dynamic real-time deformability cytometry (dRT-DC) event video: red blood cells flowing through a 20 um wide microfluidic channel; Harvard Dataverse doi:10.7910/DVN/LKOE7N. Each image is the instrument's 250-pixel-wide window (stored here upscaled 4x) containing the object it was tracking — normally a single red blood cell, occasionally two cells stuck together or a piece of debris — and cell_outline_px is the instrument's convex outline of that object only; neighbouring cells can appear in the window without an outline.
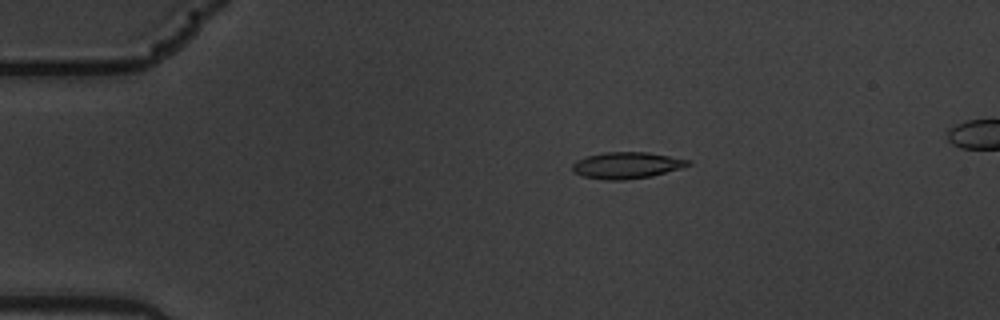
{"species": "common noctule bat (a hibernating species)", "species_latin": "Nyctalus noctula", "temperature_condition": "warm", "stored_images_in_passage": 60, "segment_of_instrument_passage": [1, 2], "camera_frame_rate_fps": 3000, "um_per_image_px": 0.085, "animal": {"sex": "male", "body_mass_g": 19.5, "forearm_length_mm": 54.6}, "frame": {"image": 1, "passage_image": 12, "time_ms": 3.667, "image_size_px": [1000, 320], "cell_outline_px": [[692, 164], [680, 168], [652, 176], [624, 180], [604, 180], [584, 176], [572, 172], [572, 164], [576, 160], [588, 156], [604, 152], [648, 152], [692, 160]], "centroid_in_image_um": [53.27, 14.05], "position_along_channel_um": 31.7, "area_um2": 17.92}}
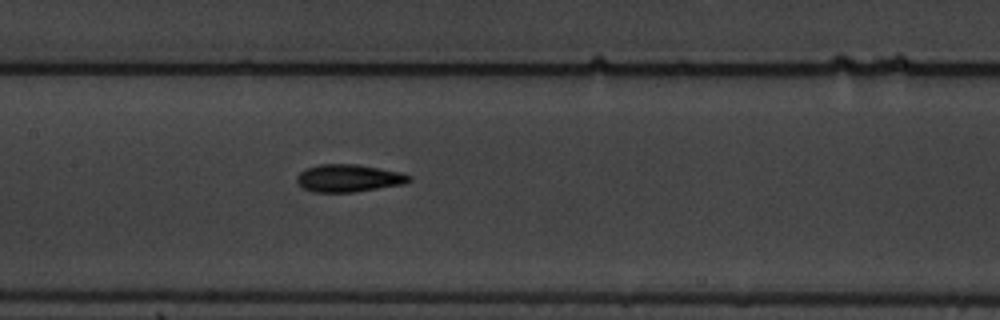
{"frame": {"image": 2, "passage_image": 29, "time_ms": 9.333, "image_size_px": [1000, 320], "cell_outline_px": [[412, 180], [404, 184], [352, 192], [312, 192], [304, 188], [296, 180], [296, 176], [304, 168], [320, 164], [356, 164], [380, 168], [400, 172], [412, 176]], "centroid_in_image_um": [29.63, 15.13], "position_along_channel_um": 177.8, "area_um2": 18.03}}
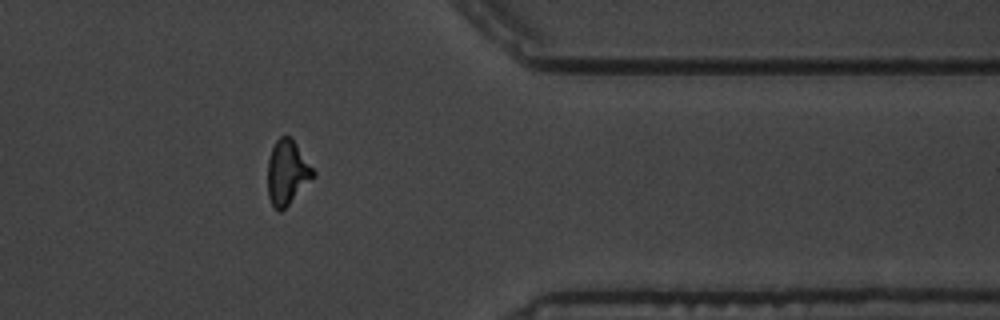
{"frame": {"image": 3, "passage_image": 48, "time_ms": 15.667, "image_size_px": [1000, 320], "cell_outline_px": [[316, 176], [280, 212], [272, 204], [268, 196], [268, 160], [272, 148], [276, 140], [280, 136], [292, 136], [316, 172]], "centroid_in_image_um": [24.43, 14.62], "position_along_channel_um": 387.0, "area_um2": 17.17}}